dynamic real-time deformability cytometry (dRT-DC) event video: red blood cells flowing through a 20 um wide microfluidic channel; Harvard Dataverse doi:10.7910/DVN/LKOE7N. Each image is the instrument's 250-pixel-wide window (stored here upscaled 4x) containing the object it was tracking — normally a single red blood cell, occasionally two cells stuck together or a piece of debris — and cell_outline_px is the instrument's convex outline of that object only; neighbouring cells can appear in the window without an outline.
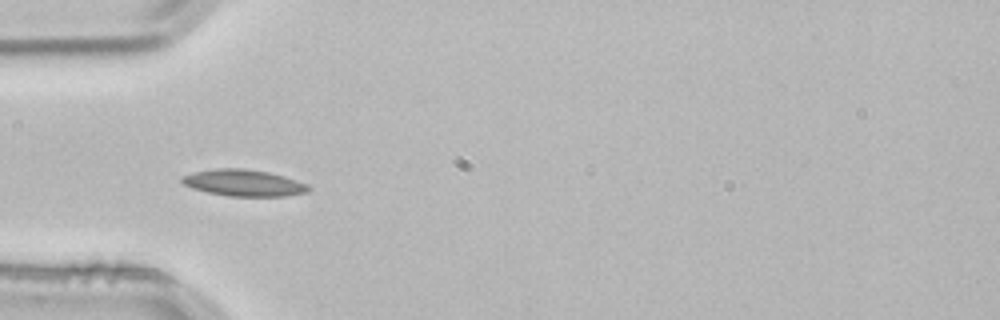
{"species": "common noctule bat (a hibernating species)", "species_latin": "Nyctalus noctula", "temperature_condition": "room temperature", "stored_images_in_passage": 3, "camera_frame_rate_fps": 3000, "um_per_image_px": 0.085, "animal": {"sex": "male", "body_mass_g": 21.5, "forearm_length_mm": 52.0}, "frame": {"image": 1, "passage_image": 3, "time_ms": 0.667, "image_size_px": [1000, 320], "cell_outline_px": [[312, 188], [308, 192], [284, 196], [228, 196], [208, 192], [192, 188], [184, 184], [180, 180], [180, 176], [192, 172], [216, 168], [244, 168], [268, 172], [284, 176], [308, 184]], "centroid_in_image_um": [20.7, 15.54], "position_along_channel_um": 64.3, "area_um2": 19.71}}